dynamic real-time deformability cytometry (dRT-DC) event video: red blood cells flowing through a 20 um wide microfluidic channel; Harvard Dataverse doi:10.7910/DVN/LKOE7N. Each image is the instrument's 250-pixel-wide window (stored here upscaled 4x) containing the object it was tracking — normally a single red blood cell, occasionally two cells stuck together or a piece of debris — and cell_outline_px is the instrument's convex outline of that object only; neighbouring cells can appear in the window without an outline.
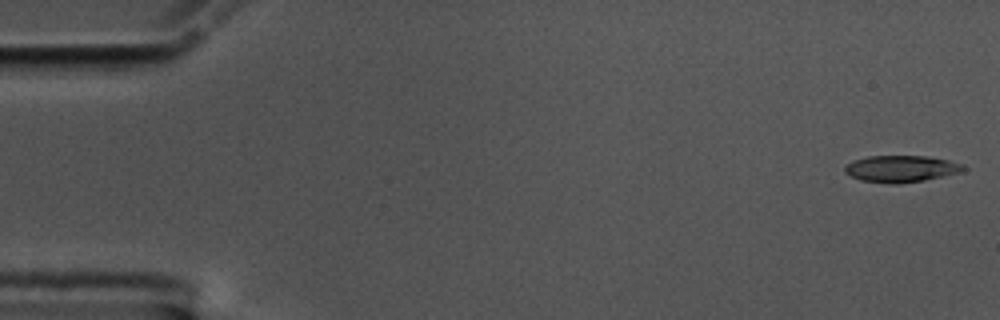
{"species": "common noctule bat (a hibernating species)", "species_latin": "Nyctalus noctula", "temperature_condition": "cold", "stored_images_in_passage": 56, "camera_frame_rate_fps": 3000, "um_per_image_px": 0.085, "animal": {"sex": "male", "body_mass_g": 17.5, "forearm_length_mm": 52.3}, "frame": {"image": 1, "passage_image": 1, "time_ms": 0.0, "image_size_px": [1000, 320], "cell_outline_px": [[968, 168], [964, 172], [924, 180], [896, 184], [892, 184], [860, 180], [844, 172], [844, 168], [852, 160], [868, 156], [924, 156], [948, 160], [964, 164]], "centroid_in_image_um": [76.63, 14.34], "position_along_channel_um": 8.4, "area_um2": 18.55}}
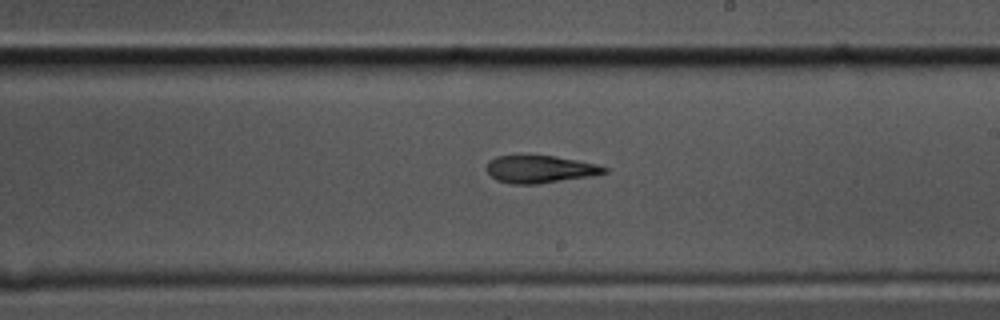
{"frame": {"image": 2, "passage_image": 32, "time_ms": 10.333, "image_size_px": [1000, 320], "cell_outline_px": [[608, 172], [592, 176], [536, 184], [512, 184], [496, 180], [484, 168], [488, 160], [496, 156], [556, 156], [596, 164], [608, 168]], "centroid_in_image_um": [45.88, 14.39], "position_along_channel_um": 243.1, "area_um2": 18.84}}
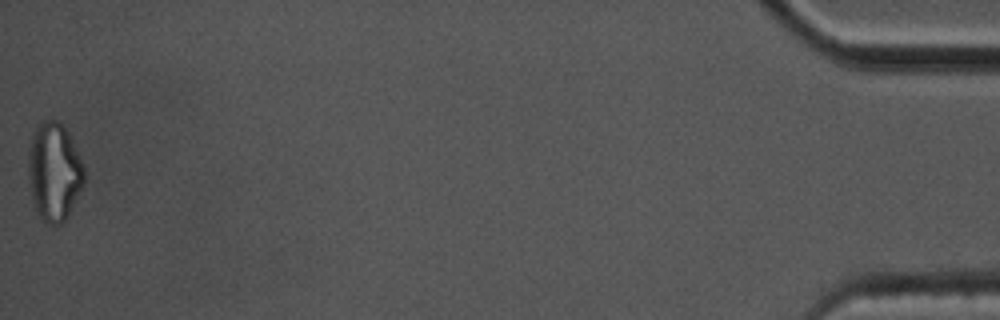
{"frame": {"image": 3, "passage_image": 56, "time_ms": 18.333, "image_size_px": [1000, 320], "cell_outline_px": [[84, 184], [80, 192], [64, 220], [60, 224], [48, 224], [40, 220], [36, 212], [32, 200], [28, 180], [28, 148], [32, 136], [40, 120], [56, 120], [68, 132], [80, 156], [84, 168]], "centroid_in_image_um": [4.57, 14.6], "position_along_channel_um": 430.6, "area_um2": 32.14}, "authors_computed_cell_mechanics": {"area_um2": 19.363, "velocity_mm_per_s": 3.5683, "shape_relaxation_time_tau1_ms": null, "shape_relaxation_time_tau2_ms": 4.8303, "deformation_change_tau1": null, "deformation_change_tau2": 0.1511}}